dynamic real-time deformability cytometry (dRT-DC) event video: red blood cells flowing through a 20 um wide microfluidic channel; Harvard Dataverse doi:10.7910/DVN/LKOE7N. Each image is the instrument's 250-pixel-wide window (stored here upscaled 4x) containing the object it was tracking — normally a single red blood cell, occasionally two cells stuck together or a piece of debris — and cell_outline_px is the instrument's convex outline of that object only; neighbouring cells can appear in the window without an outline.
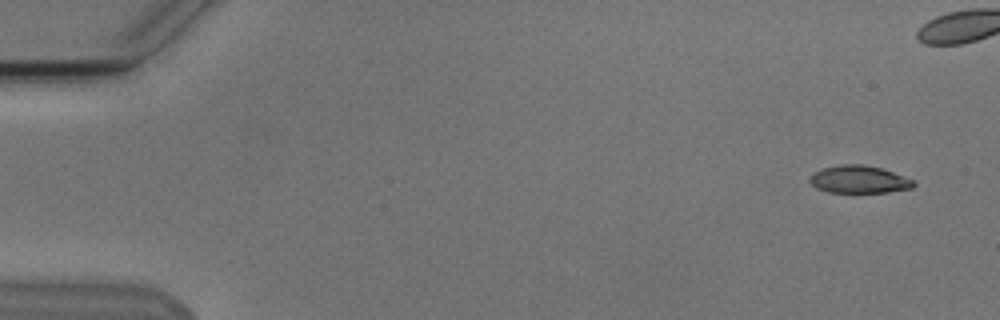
{"species": "Egyptian fruit bat (a non-hibernating species)", "species_latin": "Rousettus aegyptiacus", "temperature_condition": "cold", "stored_images_in_passage": 5, "camera_frame_rate_fps": 3000, "um_per_image_px": 0.085, "animal": {"sex": "male"}, "frame": {"image": 1, "passage_image": 1, "time_ms": 0.0, "image_size_px": [1000, 320], "cell_outline_px": [[916, 184], [912, 188], [888, 192], [828, 192], [816, 188], [808, 180], [820, 168], [840, 164], [864, 164], [880, 168], [916, 180]], "centroid_in_image_um": [73.04, 15.25], "position_along_channel_um": 12.0, "area_um2": 16.7}}